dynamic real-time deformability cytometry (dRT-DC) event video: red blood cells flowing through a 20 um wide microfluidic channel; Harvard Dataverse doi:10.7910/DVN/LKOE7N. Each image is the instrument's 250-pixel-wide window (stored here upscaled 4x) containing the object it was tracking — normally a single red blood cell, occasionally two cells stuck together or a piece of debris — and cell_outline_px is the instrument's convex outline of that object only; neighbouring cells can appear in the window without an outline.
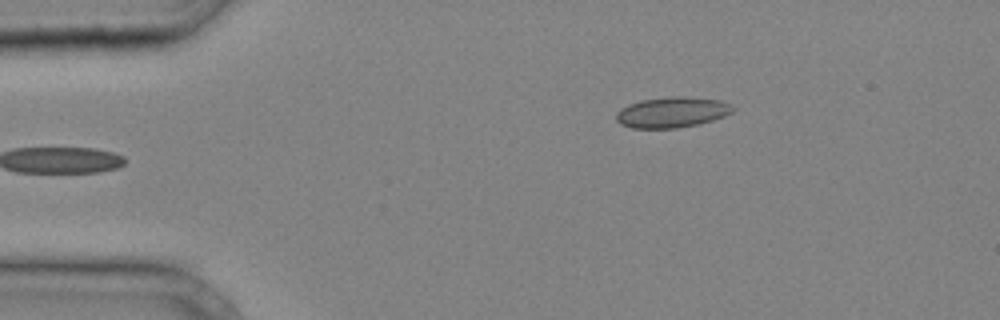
{"species": "common noctule bat (a hibernating species)", "species_latin": "Nyctalus noctula", "temperature_condition": "cold", "stored_images_in_passage": 30, "camera_frame_rate_fps": 3000, "um_per_image_px": 0.085, "animal": {"sex": "male", "body_mass_g": 20.4}, "frame": {"image": 1, "passage_image": 1, "time_ms": 0.0, "image_size_px": [1000, 320], "cell_outline_px": [[736, 108], [732, 112], [724, 116], [700, 124], [676, 128], [632, 128], [620, 124], [616, 120], [616, 112], [620, 108], [628, 104], [640, 100], [672, 96], [684, 96], [720, 100]], "centroid_in_image_um": [57.09, 9.54], "position_along_channel_um": 27.9, "area_um2": 20.92}}
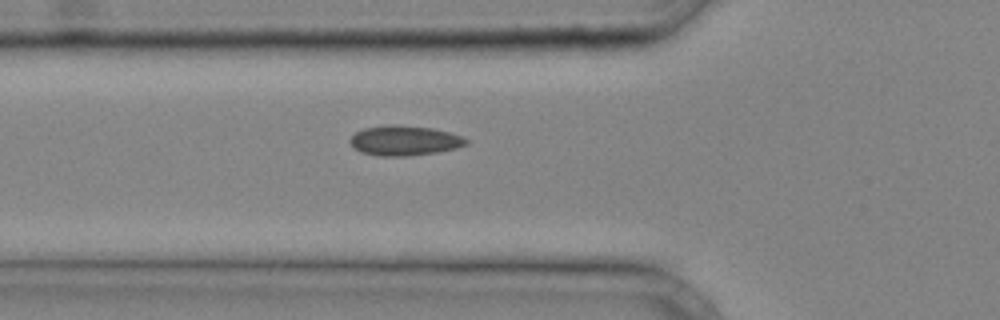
{"frame": {"image": 2, "passage_image": 8, "time_ms": 2.333, "image_size_px": [1000, 320], "cell_outline_px": [[468, 144], [456, 148], [436, 152], [404, 156], [380, 156], [360, 152], [348, 140], [356, 132], [364, 128], [396, 124], [432, 128], [448, 132], [460, 136], [468, 140]], "centroid_in_image_um": [34.37, 11.95], "position_along_channel_um": 91.4, "area_um2": 20.0}}
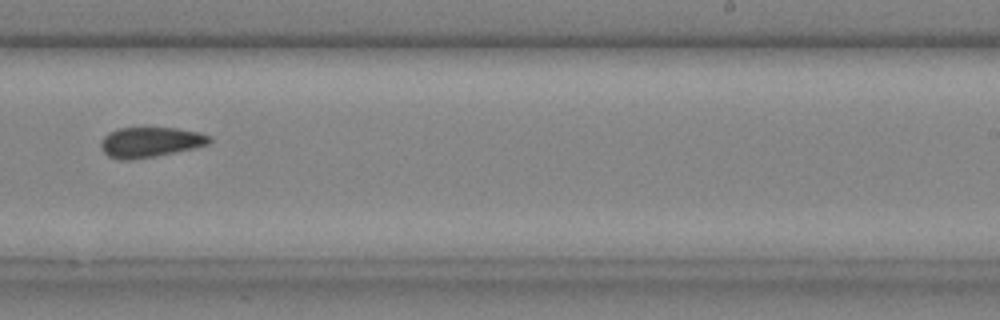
{"frame": {"image": 3, "passage_image": 19, "time_ms": 6.0, "image_size_px": [1000, 320], "cell_outline_px": [[212, 140], [208, 144], [192, 148], [156, 156], [128, 160], [120, 160], [108, 156], [100, 148], [100, 140], [108, 132], [120, 128], [176, 128], [200, 132], [212, 136]], "centroid_in_image_um": [12.75, 12.08], "position_along_channel_um": 276.2, "area_um2": 19.13}}